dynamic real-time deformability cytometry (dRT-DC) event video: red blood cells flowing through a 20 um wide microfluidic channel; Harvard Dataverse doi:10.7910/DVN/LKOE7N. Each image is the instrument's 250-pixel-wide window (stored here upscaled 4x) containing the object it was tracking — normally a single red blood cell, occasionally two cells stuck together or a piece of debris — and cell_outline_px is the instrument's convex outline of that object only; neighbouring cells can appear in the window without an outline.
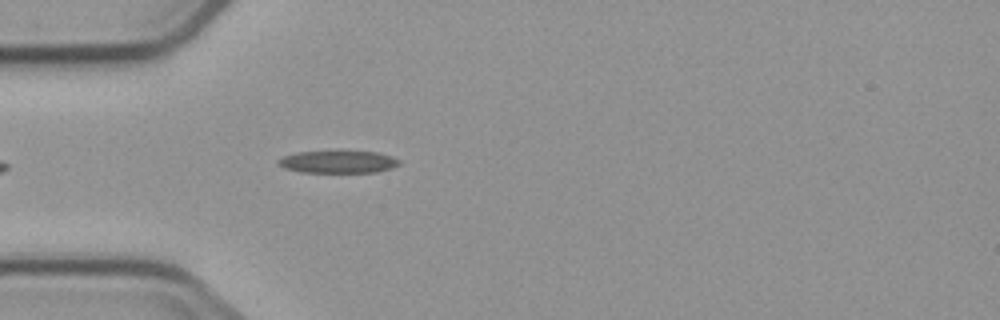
{"species": "common noctule bat (a hibernating species)", "species_latin": "Nyctalus noctula", "temperature_condition": "cold", "stored_images_in_passage": 1, "camera_frame_rate_fps": 3000, "um_per_image_px": 0.085, "animal": {"sex": "male", "body_mass_g": 23.1, "forearm_length_mm": 52.7}, "frame": {"image": 1, "passage_image": 1, "time_ms": 0.0, "image_size_px": [1000, 320], "cell_outline_px": [[400, 164], [392, 168], [376, 172], [300, 172], [284, 168], [276, 164], [276, 160], [284, 156], [296, 152], [376, 152], [392, 156], [400, 160]], "centroid_in_image_um": [28.72, 13.77], "position_along_channel_um": 56.3, "area_um2": 15.66}}